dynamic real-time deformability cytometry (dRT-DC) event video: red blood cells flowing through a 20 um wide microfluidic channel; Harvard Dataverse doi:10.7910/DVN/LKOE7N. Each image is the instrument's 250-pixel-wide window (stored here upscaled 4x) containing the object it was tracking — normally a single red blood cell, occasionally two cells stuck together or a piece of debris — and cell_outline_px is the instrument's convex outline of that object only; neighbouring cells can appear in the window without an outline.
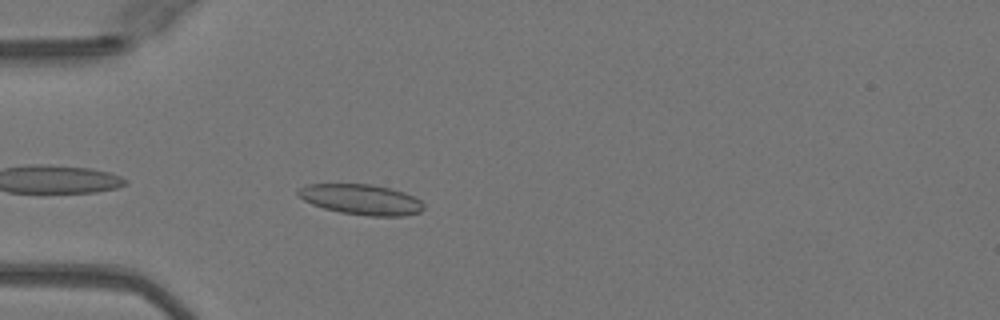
{"species": "Egyptian fruit bat (a non-hibernating species)", "species_latin": "Rousettus aegyptiacus", "temperature_condition": "warm", "stored_images_in_passage": 38, "camera_frame_rate_fps": 3000, "um_per_image_px": 0.085, "animal": {"sex": "female"}, "frame": {"image": 1, "passage_image": 3, "time_ms": 0.667, "image_size_px": [1000, 320], "cell_outline_px": [[424, 208], [420, 212], [404, 216], [368, 216], [340, 212], [324, 208], [312, 204], [304, 200], [296, 192], [300, 188], [308, 184], [372, 184], [404, 192], [416, 196], [424, 204]], "centroid_in_image_um": [30.74, 16.96], "position_along_channel_um": 54.3, "area_um2": 22.25}}
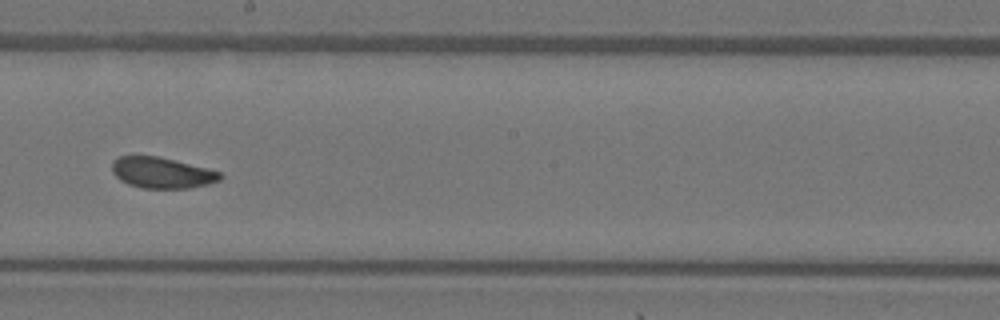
{"frame": {"image": 2, "passage_image": 17, "time_ms": 5.333, "image_size_px": [1000, 320], "cell_outline_px": [[224, 176], [220, 180], [208, 184], [188, 188], [140, 188], [128, 184], [120, 180], [112, 172], [112, 160], [120, 156], [156, 156], [208, 168], [220, 172]], "centroid_in_image_um": [13.75, 14.69], "position_along_channel_um": 234.4, "area_um2": 19.48}}
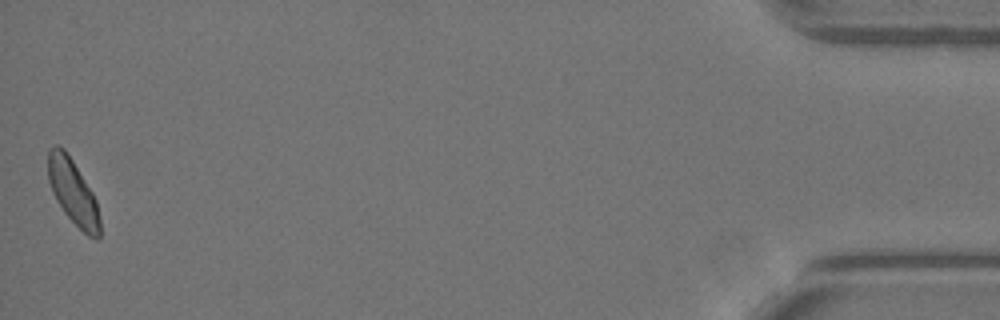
{"frame": {"image": 3, "passage_image": 38, "time_ms": 12.333, "image_size_px": [1000, 320], "cell_outline_px": [[100, 240], [96, 240], [88, 236], [64, 212], [56, 200], [52, 192], [48, 180], [48, 148], [56, 144], [60, 144], [64, 148], [72, 160], [92, 192], [96, 200], [100, 220]], "centroid_in_image_um": [6.19, 16.31], "position_along_channel_um": 429.0, "area_um2": 19.59}, "authors_computed_cell_mechanics": {"area_um2": 19.9988, "velocity_mm_per_s": 4.0598, "shape_relaxation_time_tau1_ms": 5.4645, "shape_relaxation_time_tau2_ms": 0.9018, "deformation_change_tau1": 0.1256, "deformation_change_tau2": 0.0549}}